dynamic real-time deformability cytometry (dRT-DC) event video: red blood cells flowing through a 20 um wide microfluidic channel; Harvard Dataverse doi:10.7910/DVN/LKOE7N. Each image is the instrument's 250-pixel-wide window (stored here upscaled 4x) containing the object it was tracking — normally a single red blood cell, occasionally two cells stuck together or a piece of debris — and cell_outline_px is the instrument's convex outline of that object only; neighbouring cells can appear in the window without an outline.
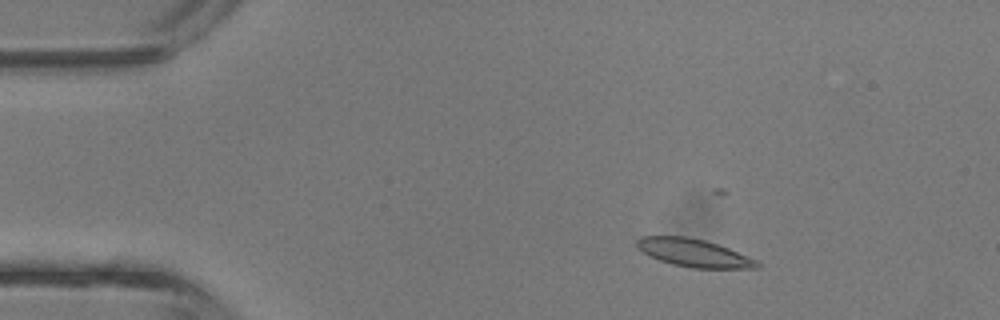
{"species": "common noctule bat (a hibernating species)", "species_latin": "Nyctalus noctula", "temperature_condition": "room temperature", "stored_images_in_passage": 42, "camera_frame_rate_fps": 3000, "um_per_image_px": 0.085, "animal": {"sex": "male", "body_mass_g": 13.3}, "frame": {"image": 1, "passage_image": 6, "time_ms": 1.667, "image_size_px": [1000, 320], "cell_outline_px": [[760, 268], [692, 268], [672, 264], [648, 256], [636, 244], [636, 240], [640, 236], [684, 236], [704, 240], [728, 248], [756, 260], [760, 264]], "centroid_in_image_um": [58.95, 21.49], "position_along_channel_um": 26.0, "area_um2": 19.31}}
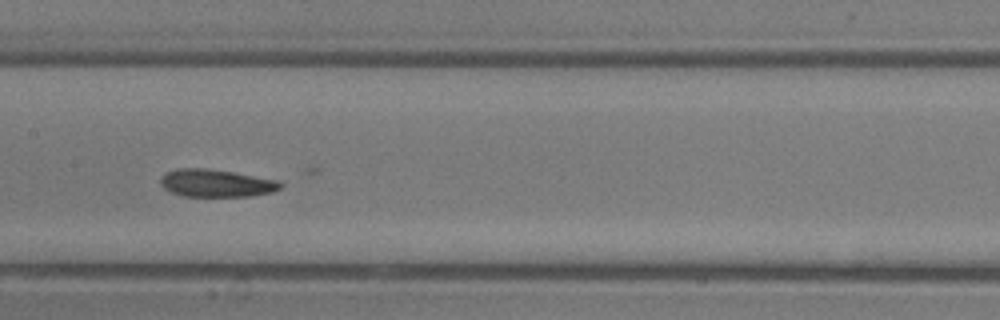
{"frame": {"image": 2, "passage_image": 20, "time_ms": 6.333, "image_size_px": [1000, 320], "cell_outline_px": [[284, 184], [280, 188], [272, 192], [252, 196], [184, 196], [172, 192], [164, 188], [160, 184], [160, 180], [164, 172], [176, 168], [204, 168], [232, 172], [280, 180]], "centroid_in_image_um": [18.38, 15.56], "position_along_channel_um": 189.0, "area_um2": 19.36}}
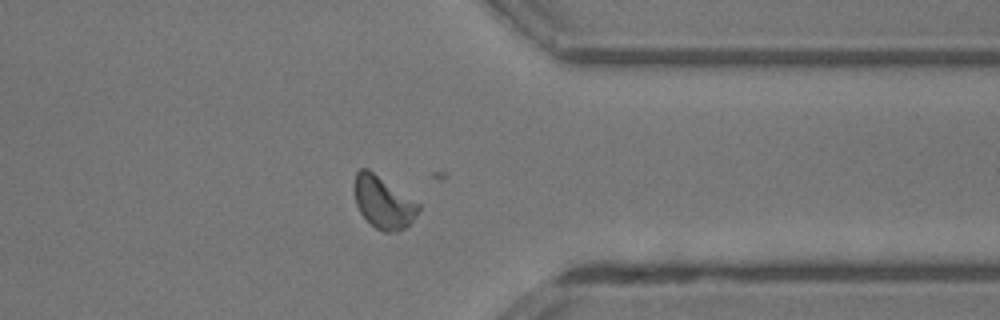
{"frame": {"image": 3, "passage_image": 32, "time_ms": 10.333, "image_size_px": [1000, 320], "cell_outline_px": [[420, 208], [412, 220], [400, 232], [384, 232], [376, 228], [360, 212], [356, 204], [352, 188], [352, 184], [356, 172], [360, 168], [368, 168], [420, 204]], "centroid_in_image_um": [32.53, 17.17], "position_along_channel_um": 378.9, "area_um2": 19.54}}